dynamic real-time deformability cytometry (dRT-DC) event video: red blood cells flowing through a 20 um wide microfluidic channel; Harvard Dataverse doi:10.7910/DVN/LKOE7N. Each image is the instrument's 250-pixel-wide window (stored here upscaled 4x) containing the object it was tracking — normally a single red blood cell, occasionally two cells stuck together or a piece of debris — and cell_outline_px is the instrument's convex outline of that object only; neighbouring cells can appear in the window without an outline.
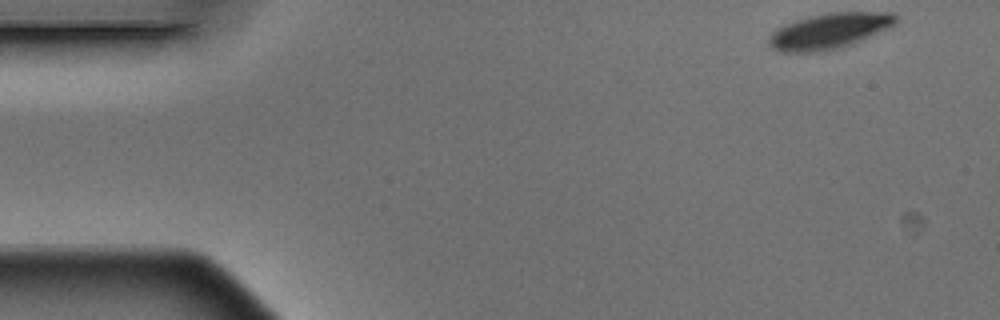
{"species": "Egyptian fruit bat (a non-hibernating species)", "species_latin": "Rousettus aegyptiacus", "temperature_condition": "warm", "stored_images_in_passage": 6, "camera_frame_rate_fps": 3000, "um_per_image_px": 0.085, "animal": {"sex": "male"}, "frame": {"image": 1, "passage_image": 1, "time_ms": 0.0, "image_size_px": [1000, 320], "cell_outline_px": [[896, 24], [888, 28], [852, 44], [836, 48], [816, 52], [780, 52], [772, 48], [768, 44], [768, 36], [776, 28], [796, 20], [808, 16], [828, 12], [892, 12], [896, 16]], "centroid_in_image_um": [70.45, 2.63], "position_along_channel_um": 14.5, "area_um2": 26.3}}
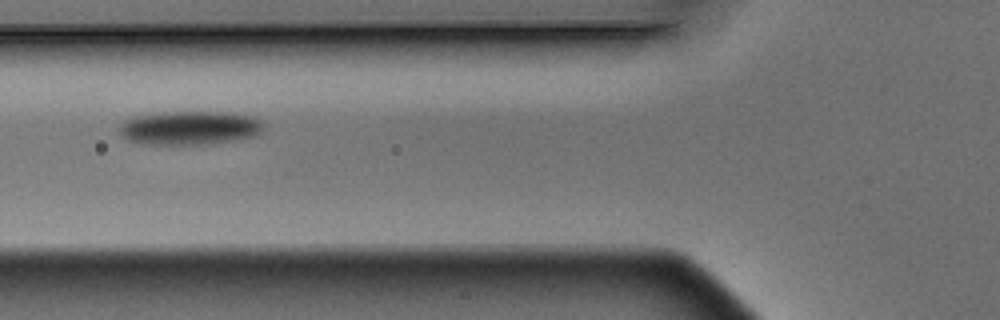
{"frame": {"image": 2, "passage_image": 5, "time_ms": 1.333, "image_size_px": [1000, 320], "cell_outline_px": [[264, 124], [260, 132], [256, 136], [208, 144], [148, 144], [128, 140], [120, 132], [120, 124], [124, 120], [132, 116], [164, 112], [236, 112], [256, 116]], "centroid_in_image_um": [16.16, 10.85], "position_along_channel_um": 109.6, "area_um2": 28.55}}
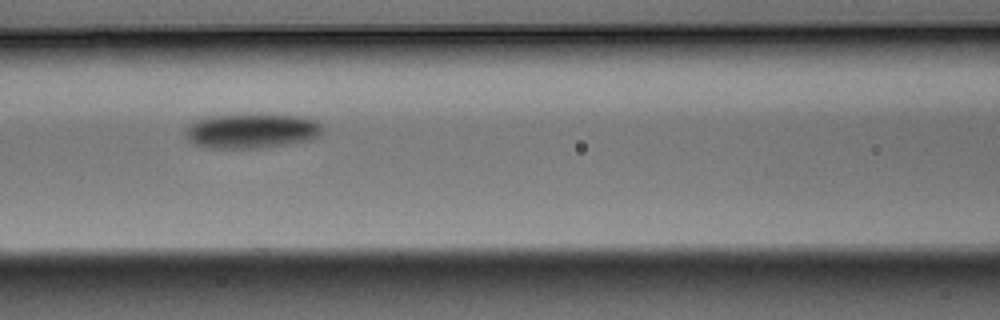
{"frame": {"image": 3, "passage_image": 6, "time_ms": 1.667, "image_size_px": [1000, 320], "cell_outline_px": [[324, 132], [320, 136], [312, 140], [260, 148], [204, 148], [192, 144], [188, 140], [188, 128], [196, 120], [208, 116], [308, 116], [316, 120], [320, 124]], "centroid_in_image_um": [21.45, 11.16], "position_along_channel_um": 145.1, "area_um2": 27.34}}